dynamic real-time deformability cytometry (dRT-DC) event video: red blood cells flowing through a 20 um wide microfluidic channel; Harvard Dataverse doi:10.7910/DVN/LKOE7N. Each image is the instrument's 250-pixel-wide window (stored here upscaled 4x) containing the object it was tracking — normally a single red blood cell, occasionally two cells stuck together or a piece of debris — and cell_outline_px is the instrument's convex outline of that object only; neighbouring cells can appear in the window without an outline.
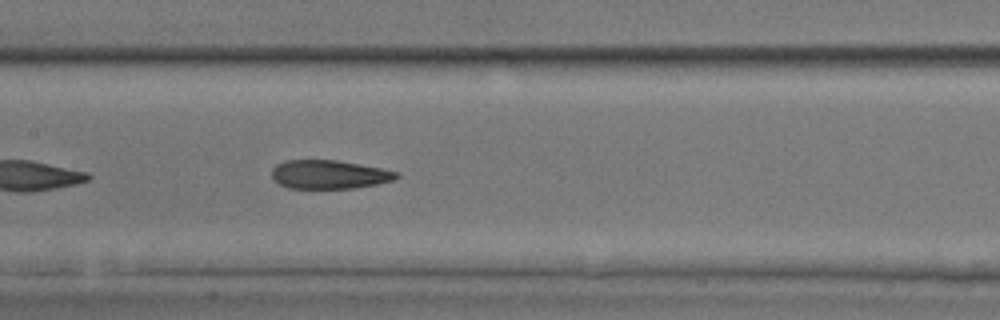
{"species": "common noctule bat (a hibernating species)", "species_latin": "Nyctalus noctula", "temperature_condition": "room temperature", "stored_images_in_passage": 37, "camera_frame_rate_fps": 3000, "um_per_image_px": 0.085, "animal": {"sex": "male", "body_mass_g": 17.9, "forearm_length_mm": 54.2}, "frame": {"image": 1, "passage_image": 11, "time_ms": 3.333, "image_size_px": [1000, 320], "cell_outline_px": [[400, 176], [392, 180], [376, 184], [352, 188], [288, 188], [272, 180], [272, 168], [276, 164], [284, 160], [336, 160], [380, 168], [400, 172]], "centroid_in_image_um": [27.94, 14.82], "position_along_channel_um": 179.5, "area_um2": 20.81}}
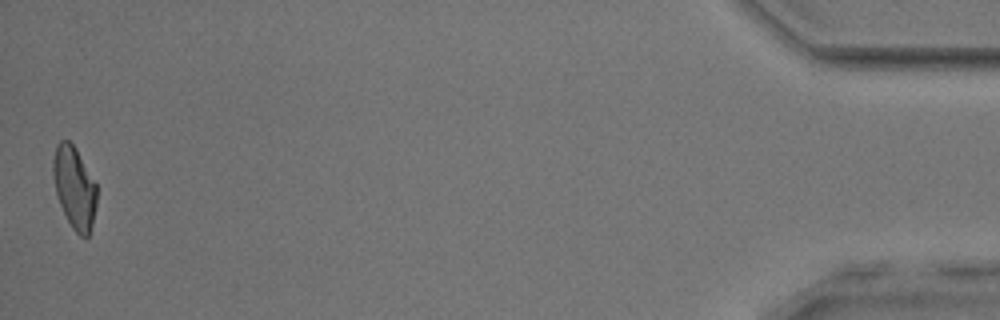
{"frame": {"image": 2, "passage_image": 37, "time_ms": 12.0, "image_size_px": [1000, 320], "cell_outline_px": [[96, 204], [92, 224], [88, 236], [80, 236], [72, 228], [60, 204], [56, 192], [52, 172], [52, 160], [56, 144], [60, 140], [68, 140], [76, 148], [96, 184]], "centroid_in_image_um": [6.3, 15.91], "position_along_channel_um": 428.9, "area_um2": 20.69}, "authors_computed_cell_mechanics": {"area_um2": 21.8484, "velocity_mm_per_s": 3.9335, "shape_relaxation_time_tau1_ms": null, "shape_relaxation_time_tau2_ms": 2.4047, "deformation_change_tau1": null, "deformation_change_tau2": 0.1039}}